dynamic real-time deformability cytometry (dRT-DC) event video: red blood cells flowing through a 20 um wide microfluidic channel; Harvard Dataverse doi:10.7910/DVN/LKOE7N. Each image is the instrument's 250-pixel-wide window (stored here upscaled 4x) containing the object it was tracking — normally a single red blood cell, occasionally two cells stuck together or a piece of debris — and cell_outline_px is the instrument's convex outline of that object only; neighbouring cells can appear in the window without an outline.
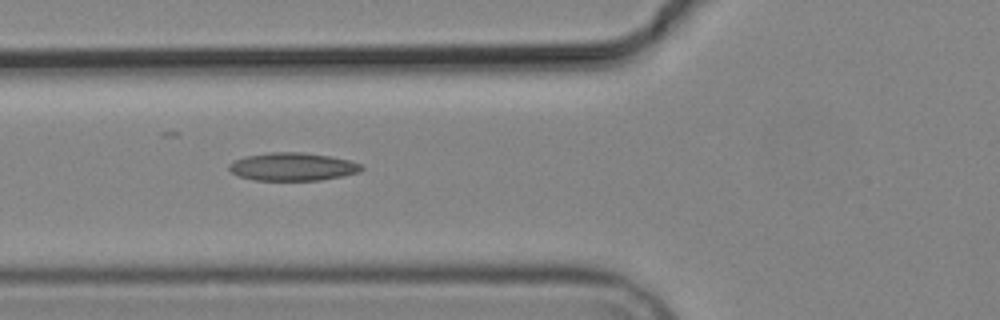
{"species": "common noctule bat (a hibernating species)", "species_latin": "Nyctalus noctula", "temperature_condition": "cold", "stored_images_in_passage": 7, "camera_frame_rate_fps": 3000, "um_per_image_px": 0.085, "animal": {"sex": "male", "body_mass_g": 19.2, "forearm_length_mm": 51.8}, "frame": {"image": 1, "passage_image": 6, "time_ms": 6.0, "image_size_px": [1000, 320], "cell_outline_px": [[364, 168], [360, 172], [344, 176], [320, 180], [252, 180], [236, 176], [228, 168], [228, 164], [244, 156], [268, 152], [300, 152], [328, 156], [348, 160], [364, 164]], "centroid_in_image_um": [24.87, 14.17], "position_along_channel_um": 100.9, "area_um2": 21.79}}
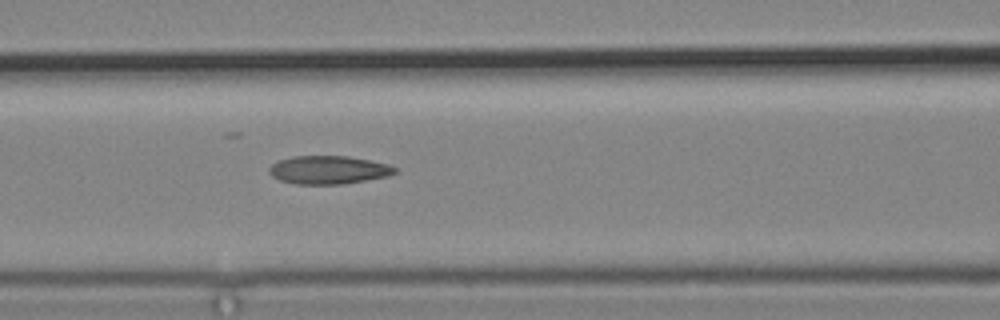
{"frame": {"image": 2, "passage_image": 7, "time_ms": 7.0, "image_size_px": [1000, 320], "cell_outline_px": [[396, 172], [388, 176], [340, 184], [296, 184], [280, 180], [272, 176], [268, 172], [268, 168], [276, 160], [292, 156], [348, 156], [388, 164], [396, 168]], "centroid_in_image_um": [27.86, 14.43], "position_along_channel_um": 138.7, "area_um2": 20.63}}